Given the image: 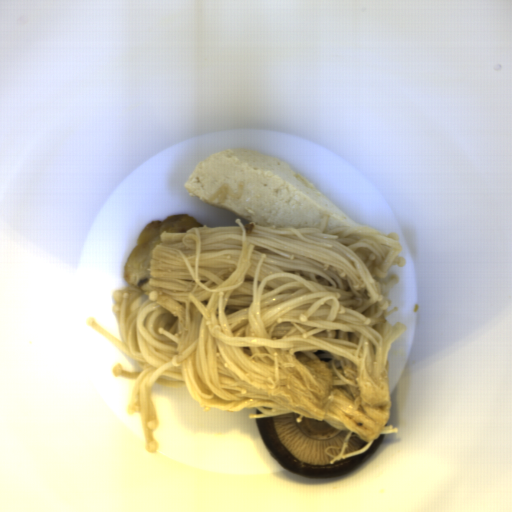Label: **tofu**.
<instances>
[{
	"label": "tofu",
	"instance_id": "5b9d583a",
	"mask_svg": "<svg viewBox=\"0 0 512 512\" xmlns=\"http://www.w3.org/2000/svg\"><path fill=\"white\" fill-rule=\"evenodd\" d=\"M189 196L232 210L259 226L318 228L324 232L355 227L356 221L314 187L290 164L246 148H228L199 161L183 184Z\"/></svg>",
	"mask_w": 512,
	"mask_h": 512
}]
</instances>
